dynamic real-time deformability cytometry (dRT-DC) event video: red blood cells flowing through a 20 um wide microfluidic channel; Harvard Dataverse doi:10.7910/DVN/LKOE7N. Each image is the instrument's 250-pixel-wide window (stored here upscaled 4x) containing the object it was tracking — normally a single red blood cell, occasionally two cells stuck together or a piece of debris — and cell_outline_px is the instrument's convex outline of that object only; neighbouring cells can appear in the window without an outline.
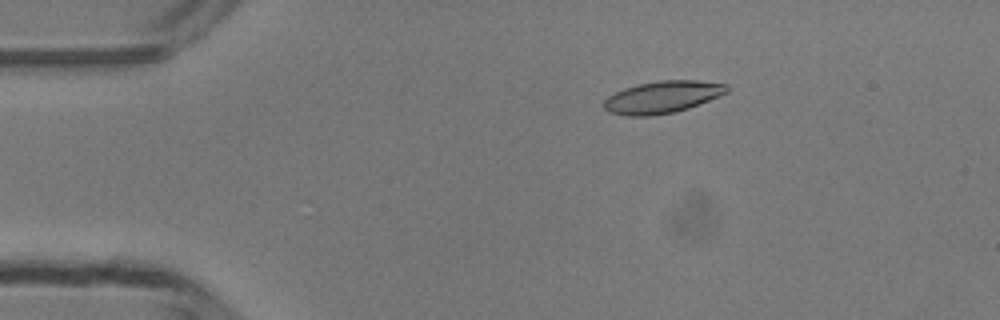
{"species": "common noctule bat (a hibernating species)", "species_latin": "Nyctalus noctula", "temperature_condition": "room temperature", "stored_images_in_passage": 37, "camera_frame_rate_fps": 3000, "um_per_image_px": 0.085, "animal": {"sex": "male", "body_mass_g": 13.3}, "frame": {"image": 1, "passage_image": 3, "time_ms": 0.667, "image_size_px": [1000, 320], "cell_outline_px": [[728, 92], [720, 96], [688, 108], [672, 112], [652, 116], [628, 116], [608, 112], [604, 108], [604, 100], [608, 96], [624, 88], [636, 84], [660, 80], [696, 80], [728, 84]], "centroid_in_image_um": [56.3, 8.24], "position_along_channel_um": 28.7, "area_um2": 23.06}}
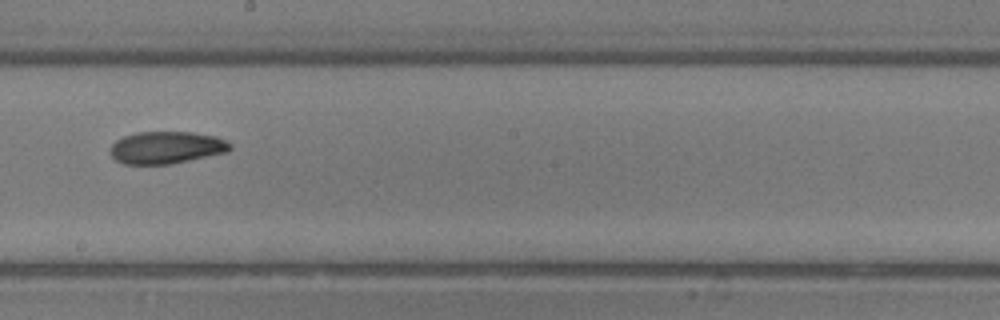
{"frame": {"image": 2, "passage_image": 22, "time_ms": 7.0, "image_size_px": [1000, 320], "cell_outline_px": [[232, 148], [228, 152], [168, 164], [124, 164], [116, 160], [112, 156], [112, 144], [116, 140], [124, 136], [136, 132], [192, 132], [216, 136], [232, 144]], "centroid_in_image_um": [14.16, 12.53], "position_along_channel_um": 234.0, "area_um2": 22.37}}
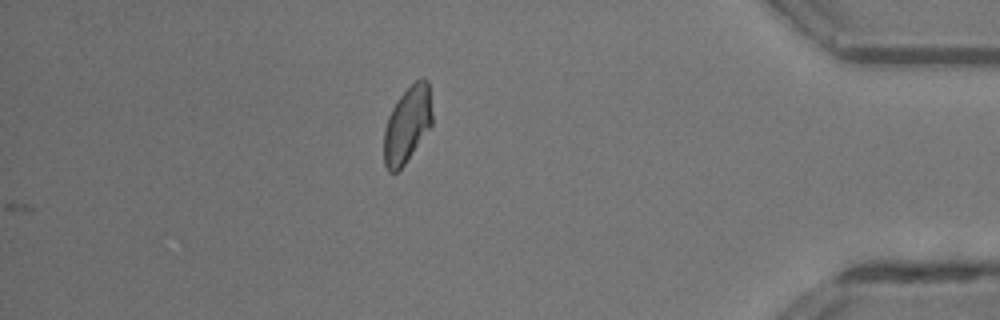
{"frame": {"image": 3, "passage_image": 37, "time_ms": 12.0, "image_size_px": [1000, 320], "cell_outline_px": [[432, 124], [404, 164], [396, 172], [388, 172], [384, 164], [384, 128], [388, 116], [392, 108], [400, 96], [420, 76], [424, 76], [428, 80], [432, 112]], "centroid_in_image_um": [34.61, 10.56], "position_along_channel_um": 400.6, "area_um2": 21.33}, "authors_computed_cell_mechanics": {"area_um2": 22.7154, "velocity_mm_per_s": 4.1765, "shape_relaxation_time_tau1_ms": 4.1425, "shape_relaxation_time_tau2_ms": 3.7641, "deformation_change_tau1": 0.1199, "deformation_change_tau2": 0.081}}